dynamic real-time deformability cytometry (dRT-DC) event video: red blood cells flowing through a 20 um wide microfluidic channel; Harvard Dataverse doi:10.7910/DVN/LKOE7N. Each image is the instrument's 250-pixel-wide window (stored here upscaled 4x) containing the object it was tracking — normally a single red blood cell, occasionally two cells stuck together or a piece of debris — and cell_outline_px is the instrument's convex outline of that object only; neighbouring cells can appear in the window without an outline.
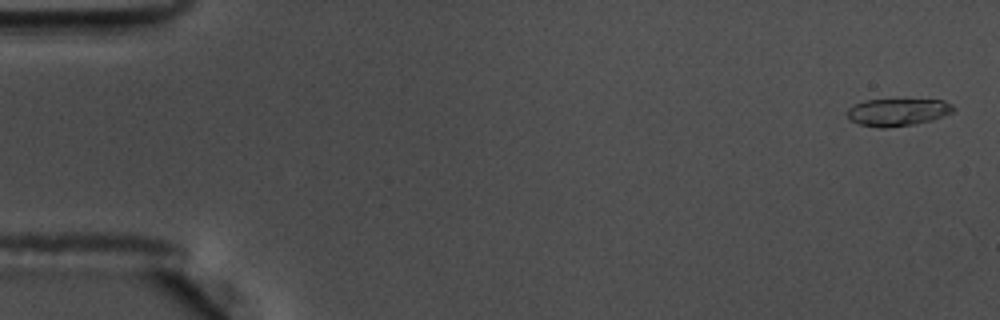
{"species": "common noctule bat (a hibernating species)", "species_latin": "Nyctalus noctula", "temperature_condition": "warm", "stored_images_in_passage": 57, "camera_frame_rate_fps": 3000, "um_per_image_px": 0.085, "animal": {"sex": "male", "body_mass_g": 17.5, "forearm_length_mm": 52.3}, "frame": {"image": 1, "passage_image": 2, "time_ms": 0.333, "image_size_px": [1000, 320], "cell_outline_px": [[956, 108], [952, 112], [932, 120], [912, 124], [884, 128], [880, 128], [860, 124], [848, 120], [848, 108], [852, 104], [864, 100], [944, 100], [952, 104]], "centroid_in_image_um": [76.27, 9.53], "position_along_channel_um": 8.7, "area_um2": 16.88}}
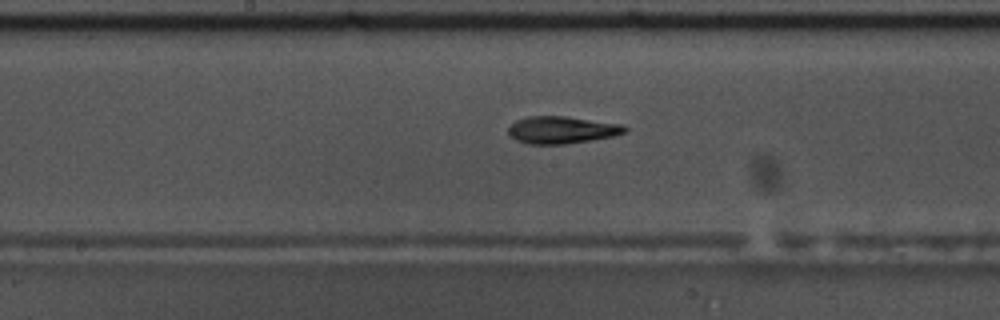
{"frame": {"image": 2, "passage_image": 30, "time_ms": 9.667, "image_size_px": [1000, 320], "cell_outline_px": [[628, 132], [616, 136], [564, 144], [528, 144], [516, 140], [508, 132], [508, 128], [516, 120], [528, 116], [568, 116], [624, 124], [628, 128]], "centroid_in_image_um": [47.82, 11.03], "position_along_channel_um": 200.4, "area_um2": 18.73}}
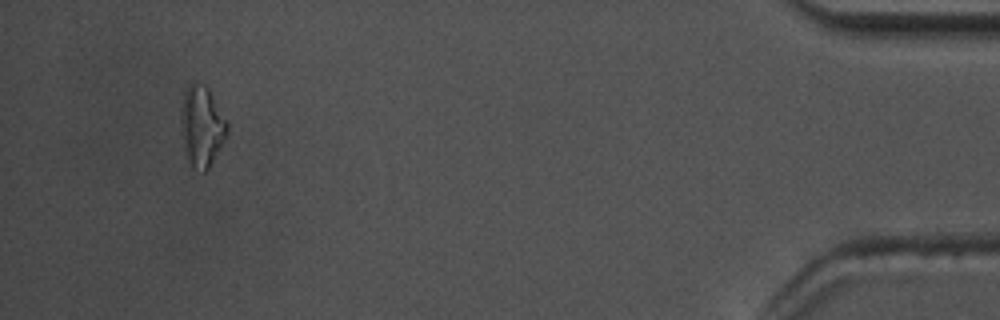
{"frame": {"image": 3, "passage_image": 54, "time_ms": 17.667, "image_size_px": [1000, 320], "cell_outline_px": [[228, 132], [224, 140], [208, 168], [204, 172], [192, 168], [180, 132], [180, 108], [184, 92], [188, 84], [204, 84], [208, 88], [228, 124]], "centroid_in_image_um": [17.12, 10.71], "position_along_channel_um": 418.1, "area_um2": 21.44}, "authors_computed_cell_mechanics": {"area_um2": 17.7446, "velocity_mm_per_s": 3.614, "shape_relaxation_time_tau1_ms": 3.2859, "shape_relaxation_time_tau2_ms": 2.6904, "deformation_change_tau1": 0.1794, "deformation_change_tau2": 0.1145}}